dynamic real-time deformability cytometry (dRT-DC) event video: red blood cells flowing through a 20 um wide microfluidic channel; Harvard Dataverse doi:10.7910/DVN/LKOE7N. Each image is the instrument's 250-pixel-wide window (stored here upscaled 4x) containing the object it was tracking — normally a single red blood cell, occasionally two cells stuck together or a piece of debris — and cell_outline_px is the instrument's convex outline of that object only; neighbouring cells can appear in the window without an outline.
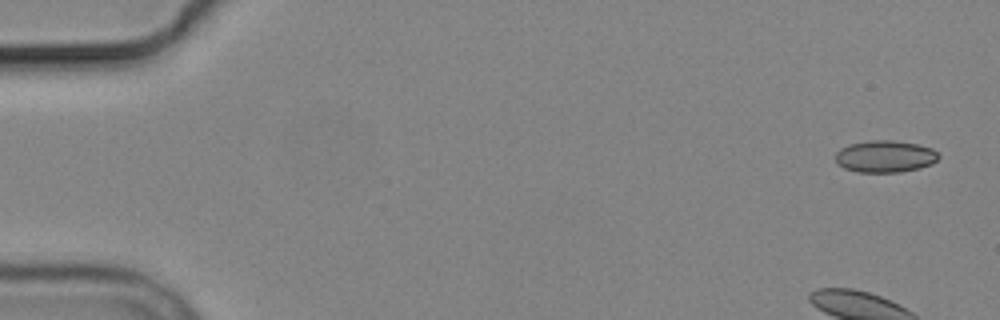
{"species": "common noctule bat (a hibernating species)", "species_latin": "Nyctalus noctula", "temperature_condition": "cold", "stored_images_in_passage": 6, "camera_frame_rate_fps": 3000, "um_per_image_px": 0.085, "animal": {"sex": "male", "body_mass_g": 19.2, "forearm_length_mm": 51.8}, "frame": {"image": 1, "passage_image": 1, "time_ms": 0.0, "image_size_px": [1000, 320], "cell_outline_px": [[940, 156], [932, 164], [920, 168], [900, 172], [856, 172], [844, 168], [836, 160], [836, 152], [840, 148], [852, 144], [872, 140], [892, 140], [916, 144], [932, 148]], "centroid_in_image_um": [75.25, 13.3], "position_along_channel_um": 9.8, "area_um2": 19.07}}